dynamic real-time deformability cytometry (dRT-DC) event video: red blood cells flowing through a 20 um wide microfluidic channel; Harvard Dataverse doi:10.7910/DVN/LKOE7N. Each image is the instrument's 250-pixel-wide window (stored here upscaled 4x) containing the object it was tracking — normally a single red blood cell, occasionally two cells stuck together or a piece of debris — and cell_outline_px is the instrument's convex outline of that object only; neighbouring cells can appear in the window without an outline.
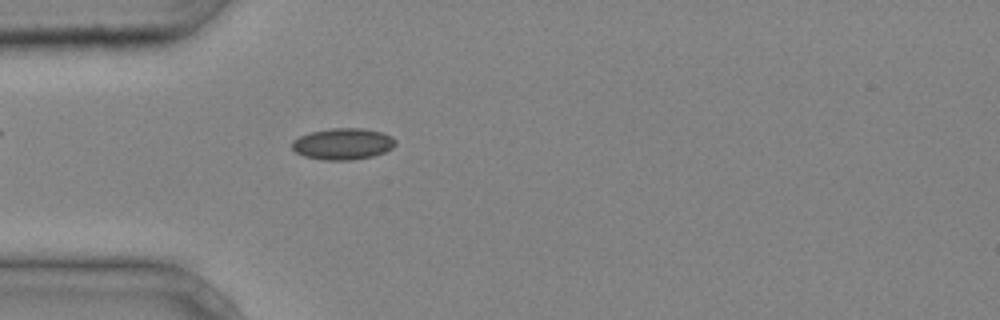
{"species": "common noctule bat (a hibernating species)", "species_latin": "Nyctalus noctula", "temperature_condition": "cold", "stored_images_in_passage": 30, "camera_frame_rate_fps": 3000, "um_per_image_px": 0.085, "animal": {"sex": "male", "body_mass_g": 20.4}, "frame": {"image": 1, "passage_image": 3, "time_ms": 0.667, "image_size_px": [1000, 320], "cell_outline_px": [[396, 144], [392, 148], [384, 152], [372, 156], [352, 160], [324, 160], [304, 156], [296, 152], [292, 148], [292, 140], [300, 136], [312, 132], [332, 128], [360, 128], [384, 132], [392, 136], [396, 140]], "centroid_in_image_um": [29.17, 12.23], "position_along_channel_um": 55.8, "area_um2": 18.96}}
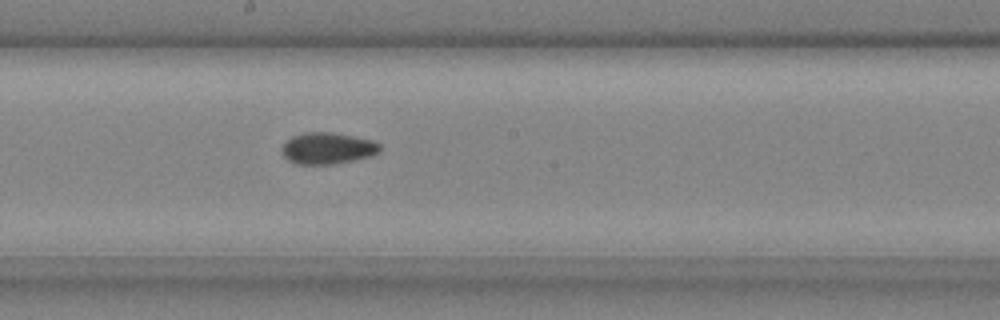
{"frame": {"image": 2, "passage_image": 14, "time_ms": 4.333, "image_size_px": [1000, 320], "cell_outline_px": [[380, 152], [368, 156], [352, 160], [332, 164], [296, 164], [288, 160], [284, 156], [280, 148], [292, 136], [304, 132], [332, 132], [372, 140], [380, 144]], "centroid_in_image_um": [27.81, 12.6], "position_along_channel_um": 220.4, "area_um2": 17.86}}
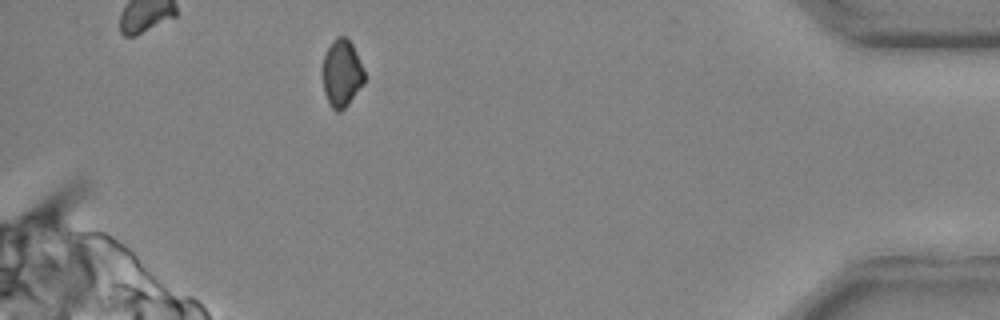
{"frame": {"image": 3, "passage_image": 29, "time_ms": 9.333, "image_size_px": [1000, 320], "cell_outline_px": [[364, 84], [348, 104], [340, 112], [336, 112], [328, 104], [324, 92], [324, 56], [332, 40], [336, 36], [344, 36], [352, 44], [356, 52], [364, 72]], "centroid_in_image_um": [29.06, 6.25], "position_along_channel_um": 406.1, "area_um2": 16.18}}